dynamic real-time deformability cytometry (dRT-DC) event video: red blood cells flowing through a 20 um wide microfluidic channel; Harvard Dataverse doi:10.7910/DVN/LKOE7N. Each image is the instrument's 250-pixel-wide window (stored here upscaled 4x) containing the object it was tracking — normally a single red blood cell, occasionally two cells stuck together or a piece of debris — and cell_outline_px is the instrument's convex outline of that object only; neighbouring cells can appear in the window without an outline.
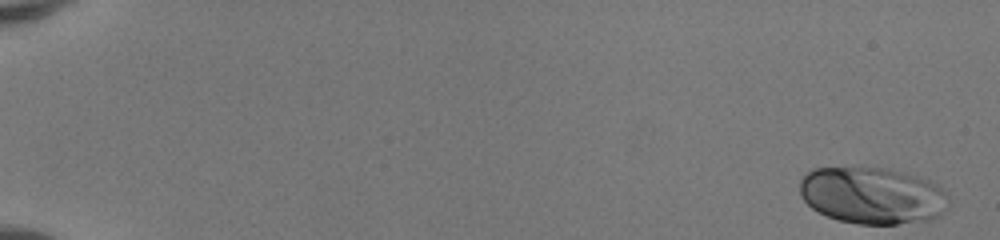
{"species": "human", "species_latin": "Homo sapiens", "temperature_condition": "room temperature", "stored_images_in_passage": 50, "camera_frame_rate_fps": 3000, "um_per_image_px": 0.085, "donor": {"sex": "female"}, "frame": {"image": 1, "passage_image": 1, "time_ms": 0.0, "image_size_px": [1000, 240], "cell_outline_px": [[948, 196], [944, 212], [936, 216], [924, 220], [896, 224], [856, 224], [840, 220], [828, 216], [812, 208], [804, 200], [800, 192], [800, 180], [812, 168], [888, 168], [916, 176], [928, 180], [936, 184], [948, 192]], "centroid_in_image_um": [74.14, 16.61], "position_along_channel_um": 10.9, "area_um2": 48.96}}
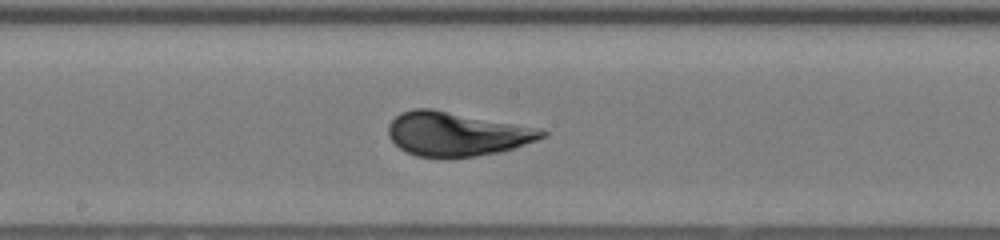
{"frame": {"image": 2, "passage_image": 29, "time_ms": 9.333, "image_size_px": [1000, 240], "cell_outline_px": [[548, 136], [500, 152], [476, 156], [416, 156], [400, 148], [388, 136], [388, 124], [400, 112], [412, 108], [432, 108], [544, 128], [548, 132]], "centroid_in_image_um": [38.86, 11.35], "position_along_channel_um": 209.3, "area_um2": 39.54}}
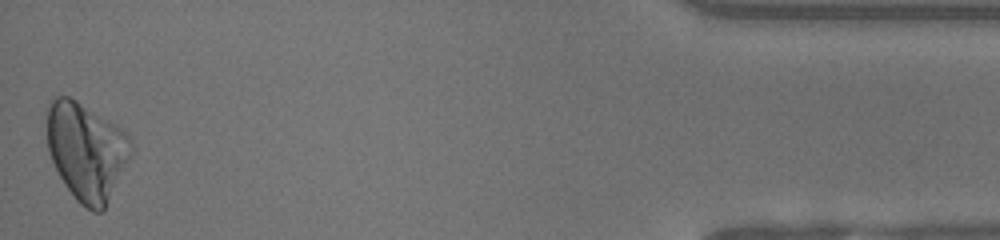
{"frame": {"image": 3, "passage_image": 50, "time_ms": 16.333, "image_size_px": [1000, 240], "cell_outline_px": [[132, 152], [104, 208], [100, 212], [92, 212], [80, 204], [76, 200], [64, 184], [48, 152], [48, 104], [52, 96], [68, 96], [76, 100], [120, 128], [132, 140]], "centroid_in_image_um": [7.33, 12.85], "position_along_channel_um": 427.9, "area_um2": 47.16}, "authors_computed_cell_mechanics": {"area_um2": 40.1999, "velocity_mm_per_s": 4.1504, "shape_relaxation_time_tau1_ms": 3.6962, "shape_relaxation_time_tau2_ms": null, "deformation_change_tau1": 0.1524, "deformation_change_tau2": null}}